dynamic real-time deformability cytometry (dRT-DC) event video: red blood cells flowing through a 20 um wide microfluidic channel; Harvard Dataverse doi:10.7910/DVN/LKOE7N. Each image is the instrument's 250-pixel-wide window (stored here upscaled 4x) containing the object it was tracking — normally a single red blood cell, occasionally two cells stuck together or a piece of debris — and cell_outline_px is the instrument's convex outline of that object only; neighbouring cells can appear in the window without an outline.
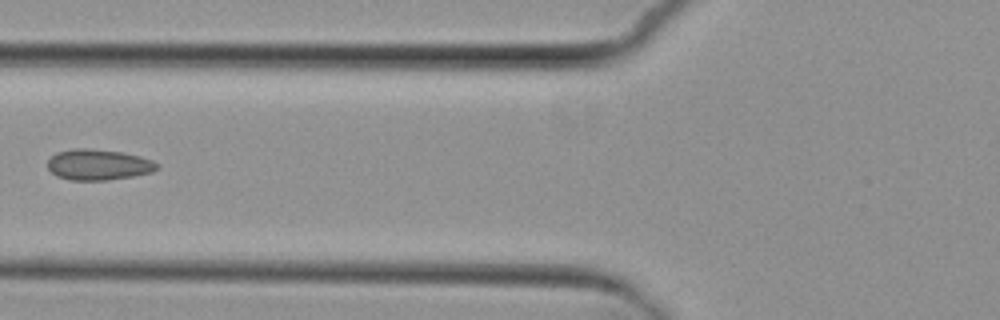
{"species": "common noctule bat (a hibernating species)", "species_latin": "Nyctalus noctula", "temperature_condition": "cold", "stored_images_in_passage": 7, "camera_frame_rate_fps": 3000, "um_per_image_px": 0.085, "animal": {"sex": "female", "body_mass_g": 29.2, "forearm_length_mm": 56.3}, "frame": {"image": 1, "passage_image": 6, "time_ms": 6.0, "image_size_px": [1000, 320], "cell_outline_px": [[160, 168], [152, 172], [132, 176], [108, 180], [68, 180], [56, 176], [48, 168], [48, 160], [56, 152], [72, 148], [92, 148], [124, 152], [140, 156], [152, 160], [160, 164]], "centroid_in_image_um": [8.38, 13.99], "position_along_channel_um": 117.4, "area_um2": 19.94}}
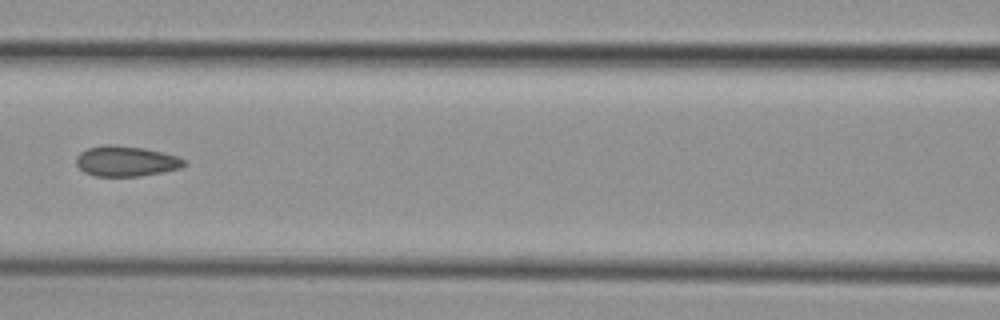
{"frame": {"image": 2, "passage_image": 7, "time_ms": 7.0, "image_size_px": [1000, 320], "cell_outline_px": [[188, 164], [180, 168], [140, 176], [92, 176], [84, 172], [76, 164], [76, 156], [80, 152], [88, 148], [104, 144], [116, 144], [144, 148], [176, 156], [184, 160]], "centroid_in_image_um": [10.67, 13.69], "position_along_channel_um": 155.9, "area_um2": 19.13}}